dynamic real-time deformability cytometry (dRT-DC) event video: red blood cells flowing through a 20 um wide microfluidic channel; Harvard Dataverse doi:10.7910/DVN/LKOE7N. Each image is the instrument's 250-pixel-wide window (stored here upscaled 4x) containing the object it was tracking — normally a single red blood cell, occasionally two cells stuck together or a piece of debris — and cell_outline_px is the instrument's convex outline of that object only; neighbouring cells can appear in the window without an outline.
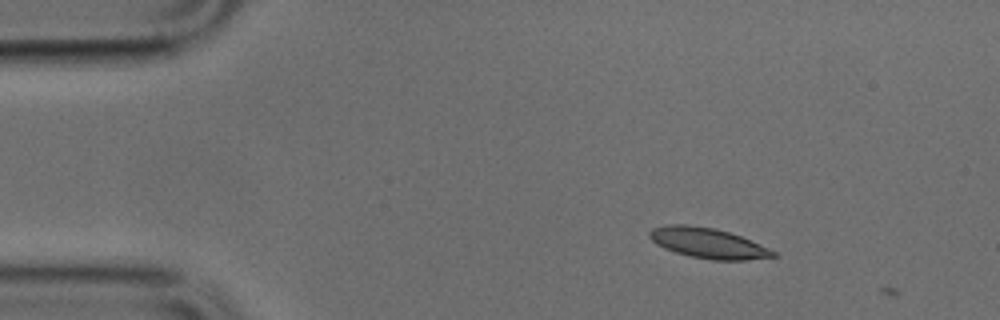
{"species": "common noctule bat (a hibernating species)", "species_latin": "Nyctalus noctula", "temperature_condition": "cold", "stored_images_in_passage": 3, "camera_frame_rate_fps": 3000, "um_per_image_px": 0.085, "animal": {"sex": "male", "body_mass_g": 17.9, "forearm_length_mm": 54.2}, "frame": {"image": 1, "passage_image": 2, "time_ms": 0.333, "image_size_px": [1000, 320], "cell_outline_px": [[776, 256], [748, 260], [712, 260], [688, 256], [664, 248], [656, 244], [648, 236], [648, 232], [652, 228], [668, 224], [688, 224], [716, 228], [740, 236], [768, 248], [776, 252]], "centroid_in_image_um": [60.13, 20.65], "position_along_channel_um": 24.9, "area_um2": 21.85}}